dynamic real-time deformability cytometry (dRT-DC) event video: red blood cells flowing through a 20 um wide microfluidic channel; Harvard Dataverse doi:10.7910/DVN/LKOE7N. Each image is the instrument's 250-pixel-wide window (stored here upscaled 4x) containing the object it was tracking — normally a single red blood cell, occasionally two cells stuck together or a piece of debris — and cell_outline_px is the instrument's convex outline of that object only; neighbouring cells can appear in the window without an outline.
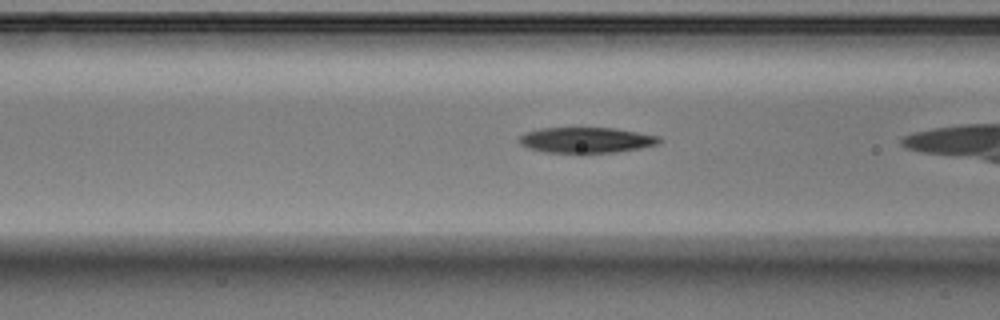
{"species": "Egyptian fruit bat (a non-hibernating species)", "species_latin": "Rousettus aegyptiacus", "temperature_condition": "warm", "stored_images_in_passage": 5, "camera_frame_rate_fps": 3000, "um_per_image_px": 0.085, "animal": {"sex": "male"}, "frame": {"image": 1, "passage_image": 4, "time_ms": 1.0, "image_size_px": [1000, 320], "cell_outline_px": [[660, 140], [656, 144], [640, 148], [616, 152], [544, 152], [528, 148], [520, 144], [516, 140], [520, 136], [528, 132], [540, 128], [612, 128], [660, 136]], "centroid_in_image_um": [49.78, 11.9], "position_along_channel_um": 116.8, "area_um2": 20.58}}